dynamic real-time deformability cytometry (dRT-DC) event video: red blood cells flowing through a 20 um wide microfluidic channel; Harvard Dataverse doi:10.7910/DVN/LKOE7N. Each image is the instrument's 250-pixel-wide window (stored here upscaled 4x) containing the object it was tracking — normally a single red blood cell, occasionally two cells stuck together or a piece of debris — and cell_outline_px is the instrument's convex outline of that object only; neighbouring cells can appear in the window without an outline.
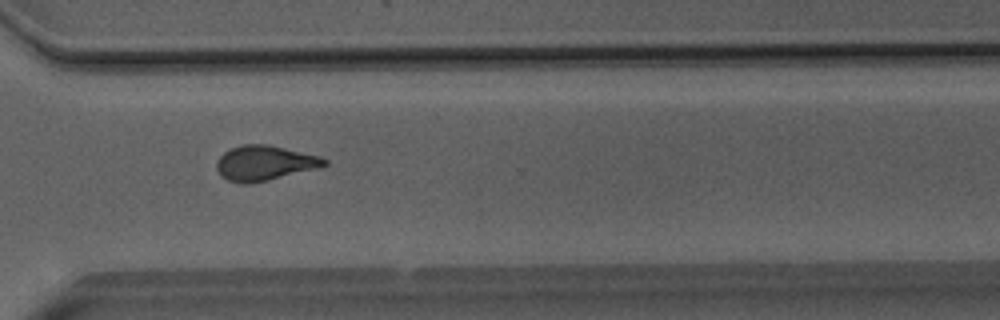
{"species": "Egyptian fruit bat (a non-hibernating species)", "species_latin": "Rousettus aegyptiacus", "temperature_condition": "room temperature", "stored_images_in_passage": 51, "camera_frame_rate_fps": 3000, "um_per_image_px": 0.085, "animal": {"sex": "male"}, "frame": {"image": 1, "passage_image": 38, "time_ms": 12.333, "image_size_px": [1000, 320], "cell_outline_px": [[328, 164], [320, 168], [268, 180], [244, 184], [228, 180], [220, 176], [216, 168], [216, 164], [220, 156], [224, 152], [232, 148], [244, 144], [268, 144], [320, 156], [328, 160]], "centroid_in_image_um": [22.51, 13.86], "position_along_channel_um": 348.1, "area_um2": 21.96}}
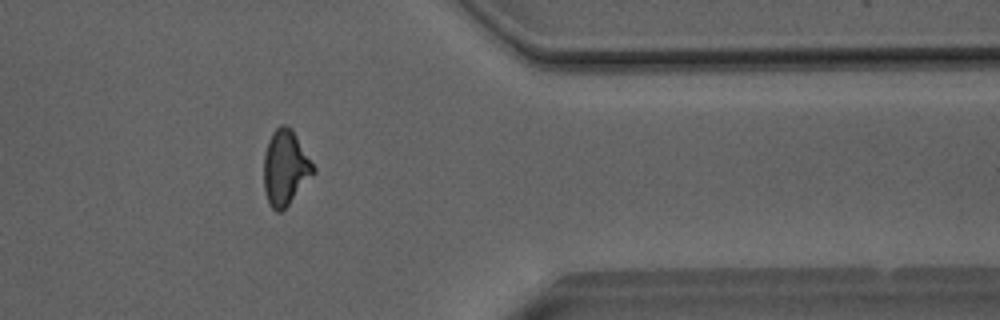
{"frame": {"image": 2, "passage_image": 42, "time_ms": 13.667, "image_size_px": [1000, 320], "cell_outline_px": [[316, 172], [288, 204], [280, 212], [276, 212], [268, 204], [264, 188], [264, 152], [268, 140], [272, 132], [280, 124], [288, 124], [292, 128], [316, 168]], "centroid_in_image_um": [24.25, 14.22], "position_along_channel_um": 387.1, "area_um2": 21.85}}
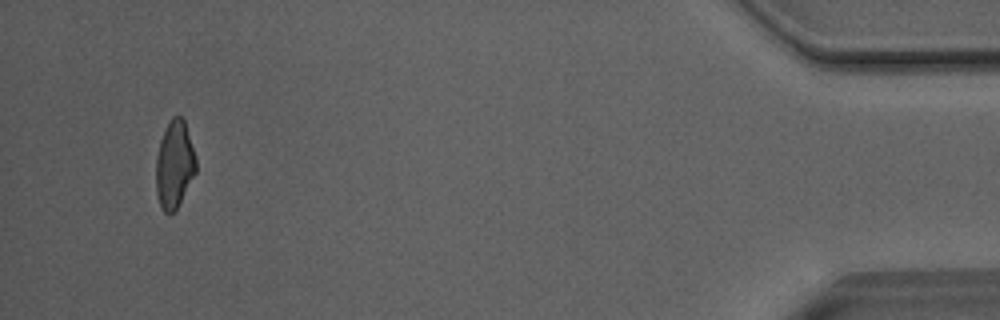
{"frame": {"image": 3, "passage_image": 49, "time_ms": 16.0, "image_size_px": [1000, 320], "cell_outline_px": [[196, 172], [176, 208], [168, 216], [160, 208], [156, 192], [156, 156], [160, 140], [164, 128], [172, 116], [180, 116], [184, 120], [196, 160]], "centroid_in_image_um": [14.79, 13.99], "position_along_channel_um": 420.4, "area_um2": 20.29}, "authors_computed_cell_mechanics": {"area_um2": 22.0218, "velocity_mm_per_s": 4.0626, "shape_relaxation_time_tau1_ms": 10.9134, "shape_relaxation_time_tau2_ms": 1.8916, "deformation_change_tau1": 0.2362, "deformation_change_tau2": 0.1054}}